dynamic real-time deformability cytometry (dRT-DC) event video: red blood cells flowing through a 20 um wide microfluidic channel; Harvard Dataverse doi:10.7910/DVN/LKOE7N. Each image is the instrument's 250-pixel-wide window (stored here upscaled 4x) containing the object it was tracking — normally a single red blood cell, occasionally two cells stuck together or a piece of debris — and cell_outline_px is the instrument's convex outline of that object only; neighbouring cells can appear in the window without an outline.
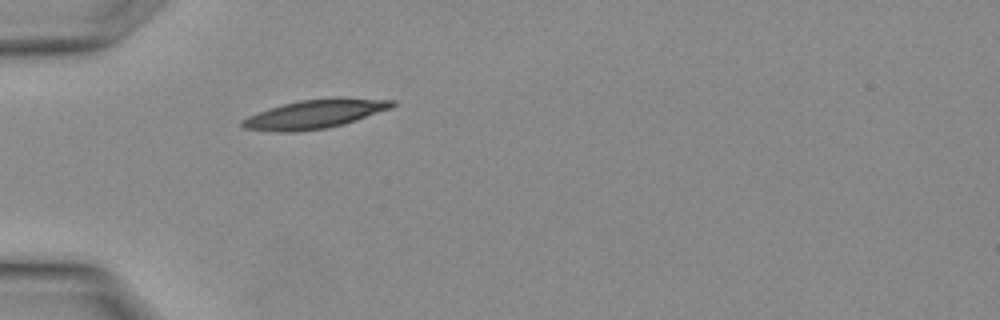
{"species": "Egyptian fruit bat (a non-hibernating species)", "species_latin": "Rousettus aegyptiacus", "temperature_condition": "warm", "stored_images_in_passage": 1, "camera_frame_rate_fps": 3000, "um_per_image_px": 0.085, "animal": {"sex": "female"}, "frame": {"image": 1, "passage_image": 1, "time_ms": 0.0, "image_size_px": [1000, 320], "cell_outline_px": [[396, 104], [392, 108], [344, 124], [324, 128], [296, 132], [276, 132], [244, 128], [240, 124], [240, 120], [248, 116], [268, 108], [300, 100], [336, 96], [396, 100]], "centroid_in_image_um": [26.79, 9.67], "position_along_channel_um": 58.2, "area_um2": 25.55}}